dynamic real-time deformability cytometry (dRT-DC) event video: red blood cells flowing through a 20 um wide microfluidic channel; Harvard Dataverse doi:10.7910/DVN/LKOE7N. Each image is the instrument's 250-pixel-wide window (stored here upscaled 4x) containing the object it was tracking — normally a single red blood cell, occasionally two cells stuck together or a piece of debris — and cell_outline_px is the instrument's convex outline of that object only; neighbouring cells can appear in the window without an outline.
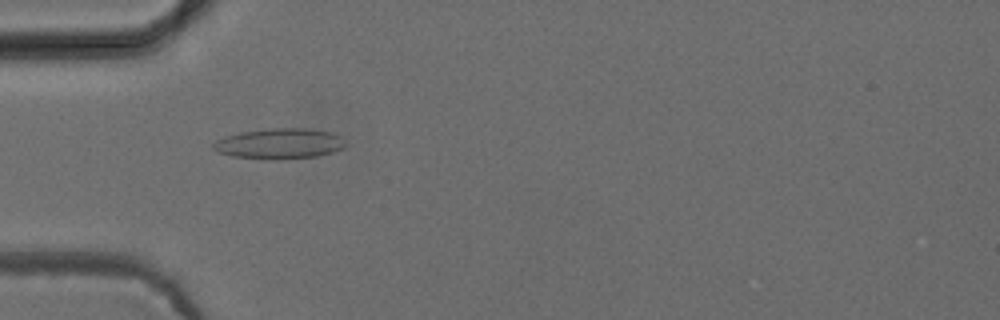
{"species": "common noctule bat (a hibernating species)", "species_latin": "Nyctalus noctula", "temperature_condition": "cold", "stored_images_in_passage": 52, "camera_frame_rate_fps": 3000, "um_per_image_px": 0.085, "animal": {"sex": "female", "body_mass_g": 24.6, "forearm_length_mm": 56.2}, "frame": {"image": 1, "passage_image": 16, "time_ms": 5.0, "image_size_px": [1000, 320], "cell_outline_px": [[344, 148], [332, 152], [316, 156], [280, 160], [268, 160], [232, 156], [220, 152], [212, 148], [212, 144], [216, 140], [240, 132], [272, 128], [304, 128], [332, 132], [340, 136], [344, 140]], "centroid_in_image_um": [23.76, 12.22], "position_along_channel_um": 61.2, "area_um2": 23.52}}
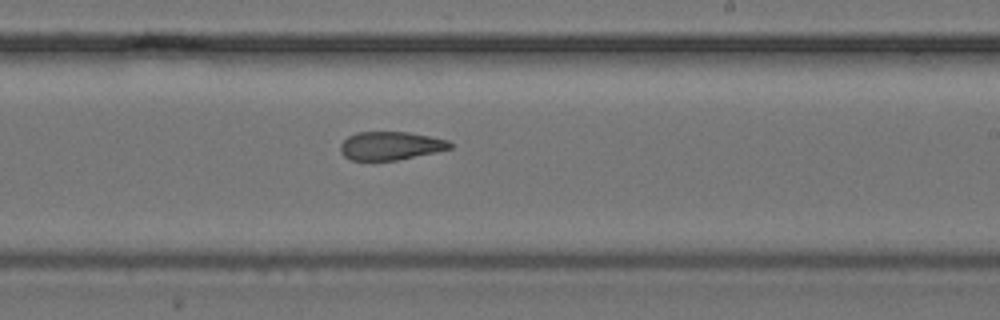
{"frame": {"image": 2, "passage_image": 31, "time_ms": 10.0, "image_size_px": [1000, 320], "cell_outline_px": [[452, 148], [436, 152], [396, 160], [352, 160], [344, 156], [340, 152], [340, 144], [348, 136], [356, 132], [408, 132], [448, 140], [452, 144]], "centroid_in_image_um": [33.18, 12.39], "position_along_channel_um": 255.8, "area_um2": 18.03}}
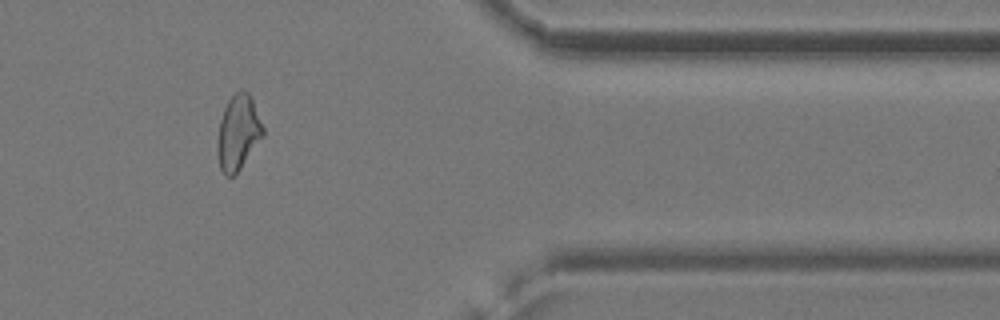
{"frame": {"image": 3, "passage_image": 43, "time_ms": 14.0, "image_size_px": [1000, 320], "cell_outline_px": [[264, 136], [240, 168], [232, 176], [224, 176], [220, 168], [216, 152], [216, 140], [220, 120], [224, 108], [228, 100], [240, 88], [248, 92], [252, 100], [264, 128]], "centroid_in_image_um": [20.22, 11.27], "position_along_channel_um": 391.2, "area_um2": 20.0}, "authors_computed_cell_mechanics": {"area_um2": 20.4323, "velocity_mm_per_s": 3.9416, "shape_relaxation_time_tau1_ms": null, "shape_relaxation_time_tau2_ms": 2.5222, "deformation_change_tau1": null, "deformation_change_tau2": 0.0948}}